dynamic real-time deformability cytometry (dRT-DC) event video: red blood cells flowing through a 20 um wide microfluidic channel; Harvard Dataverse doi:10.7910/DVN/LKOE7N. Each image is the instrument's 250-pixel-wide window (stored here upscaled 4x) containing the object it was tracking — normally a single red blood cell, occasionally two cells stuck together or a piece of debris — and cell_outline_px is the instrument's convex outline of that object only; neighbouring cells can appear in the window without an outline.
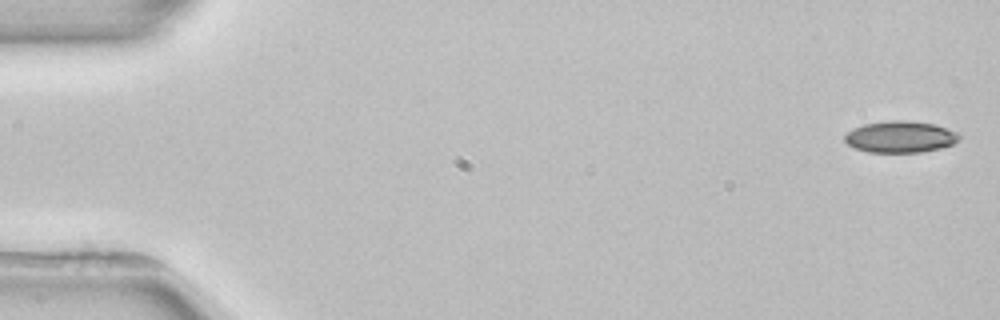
{"species": "common noctule bat (a hibernating species)", "species_latin": "Nyctalus noctula", "temperature_condition": "room temperature", "stored_images_in_passage": 5, "camera_frame_rate_fps": 3000, "um_per_image_px": 0.085, "animal": {"sex": "female", "body_mass_g": 22.7, "forearm_length_mm": 54.2}, "frame": {"image": 1, "passage_image": 1, "time_ms": 0.0, "image_size_px": [1000, 320], "cell_outline_px": [[960, 136], [952, 144], [940, 148], [920, 152], [868, 152], [856, 148], [848, 144], [844, 140], [844, 136], [852, 128], [864, 124], [888, 120], [908, 120], [936, 124], [960, 132]], "centroid_in_image_um": [76.53, 11.61], "position_along_channel_um": 8.5, "area_um2": 21.15}}
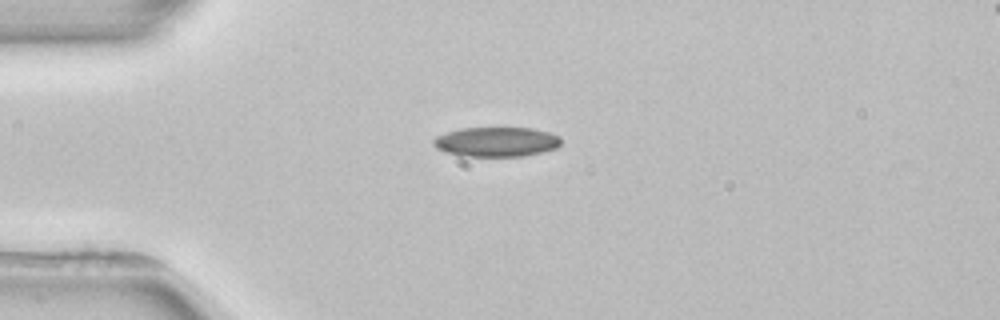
{"frame": {"image": 2, "passage_image": 4, "time_ms": 4.0, "image_size_px": [1000, 320], "cell_outline_px": [[560, 144], [556, 148], [524, 156], [460, 156], [444, 152], [436, 148], [432, 144], [432, 140], [436, 136], [460, 128], [532, 128], [548, 132], [560, 136]], "centroid_in_image_um": [42.15, 12.06], "position_along_channel_um": 42.8, "area_um2": 22.08}}